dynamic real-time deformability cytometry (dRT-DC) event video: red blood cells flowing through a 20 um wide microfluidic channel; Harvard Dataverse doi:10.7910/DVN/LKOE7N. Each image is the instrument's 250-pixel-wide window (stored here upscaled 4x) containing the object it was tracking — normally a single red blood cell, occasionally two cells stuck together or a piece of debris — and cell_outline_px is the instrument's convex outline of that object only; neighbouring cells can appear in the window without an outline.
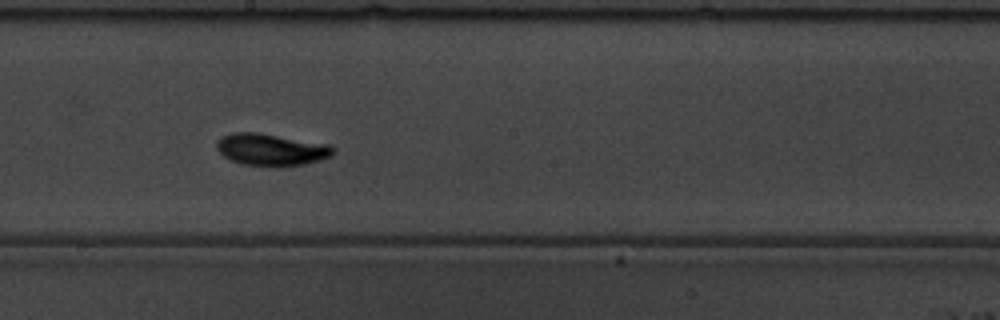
{"species": "common noctule bat (a hibernating species)", "species_latin": "Nyctalus noctula", "temperature_condition": "warm", "stored_images_in_passage": 44, "camera_frame_rate_fps": 3000, "um_per_image_px": 0.085, "animal": {"sex": "male", "body_mass_g": 19.5, "forearm_length_mm": 54.6}, "frame": {"image": 1, "passage_image": 19, "time_ms": 6.0, "image_size_px": [1000, 320], "cell_outline_px": [[336, 148], [332, 156], [320, 160], [304, 164], [276, 168], [240, 164], [228, 160], [216, 148], [216, 140], [232, 132], [256, 132], [328, 144]], "centroid_in_image_um": [23.04, 12.74], "position_along_channel_um": 225.2, "area_um2": 22.14}, "authors_computed_cell_mechanics": {"area_um2": 19.5653, "velocity_mm_per_s": 3.6673, "shape_relaxation_time_tau1_ms": 2.6253, "shape_relaxation_time_tau2_ms": null, "deformation_change_tau1": 0.1538, "deformation_change_tau2": null}}